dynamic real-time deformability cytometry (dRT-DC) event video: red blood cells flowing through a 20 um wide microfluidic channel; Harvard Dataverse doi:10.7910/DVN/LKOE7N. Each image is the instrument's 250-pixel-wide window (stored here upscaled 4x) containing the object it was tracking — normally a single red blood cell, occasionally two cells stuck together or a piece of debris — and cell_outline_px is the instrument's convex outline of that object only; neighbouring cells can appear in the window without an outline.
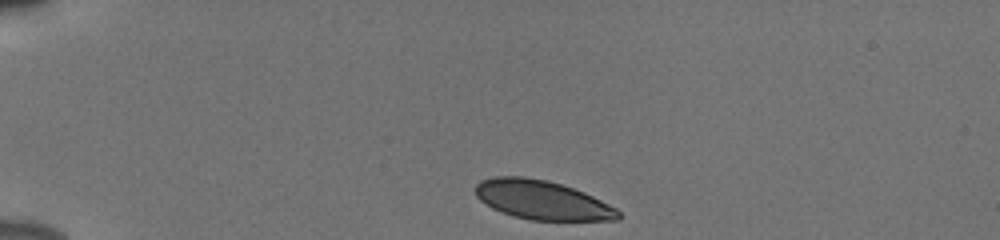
{"species": "human", "species_latin": "Homo sapiens", "temperature_condition": "cold", "stored_images_in_passage": 42, "camera_frame_rate_fps": 3000, "um_per_image_px": 0.085, "donor": {"sex": "male"}, "frame": {"image": 1, "passage_image": 1, "time_ms": 0.0, "image_size_px": [1000, 240], "cell_outline_px": [[624, 216], [620, 220], [532, 220], [516, 216], [492, 208], [480, 200], [476, 196], [476, 184], [480, 180], [496, 176], [524, 176], [548, 180], [584, 192], [616, 208]], "centroid_in_image_um": [46.1, 16.99], "position_along_channel_um": 38.9, "area_um2": 32.37}}
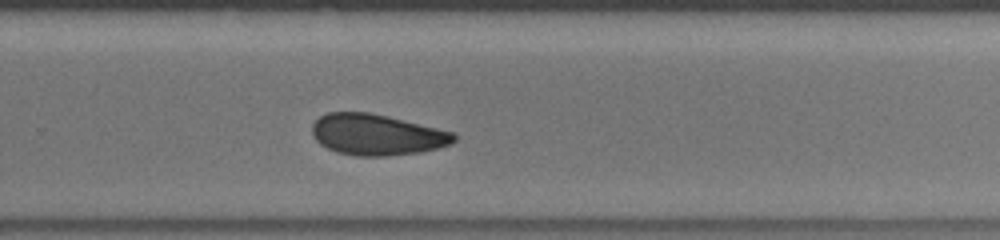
{"frame": {"image": 2, "passage_image": 26, "time_ms": 8.333, "image_size_px": [1000, 240], "cell_outline_px": [[456, 140], [448, 144], [436, 148], [420, 152], [388, 156], [356, 156], [336, 152], [320, 144], [312, 136], [312, 124], [320, 116], [328, 112], [368, 112], [388, 116], [456, 132]], "centroid_in_image_um": [32.02, 11.44], "position_along_channel_um": 297.8, "area_um2": 34.04}}
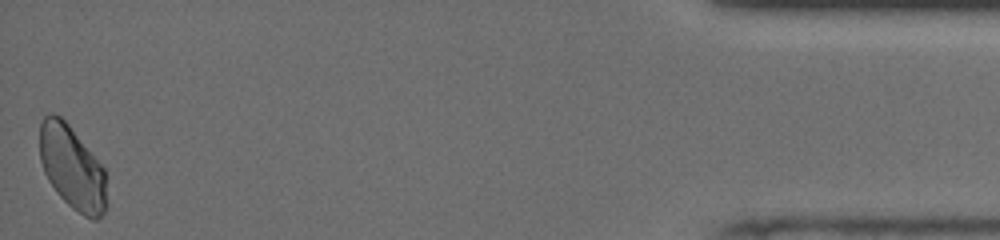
{"frame": {"image": 3, "passage_image": 42, "time_ms": 13.667, "image_size_px": [1000, 240], "cell_outline_px": [[108, 208], [96, 220], [92, 220], [84, 216], [72, 208], [56, 192], [48, 180], [44, 172], [40, 160], [40, 124], [44, 116], [48, 112], [52, 112], [60, 116], [68, 124], [104, 168]], "centroid_in_image_um": [6.13, 14.27], "position_along_channel_um": 429.1, "area_um2": 32.71}, "authors_computed_cell_mechanics": {"area_um2": 33.7552, "velocity_mm_per_s": 3.8452, "shape_relaxation_time_tau1_ms": 6.0429, "shape_relaxation_time_tau2_ms": 6.6321, "deformation_change_tau1": 0.0904, "deformation_change_tau2": 0.0881}}